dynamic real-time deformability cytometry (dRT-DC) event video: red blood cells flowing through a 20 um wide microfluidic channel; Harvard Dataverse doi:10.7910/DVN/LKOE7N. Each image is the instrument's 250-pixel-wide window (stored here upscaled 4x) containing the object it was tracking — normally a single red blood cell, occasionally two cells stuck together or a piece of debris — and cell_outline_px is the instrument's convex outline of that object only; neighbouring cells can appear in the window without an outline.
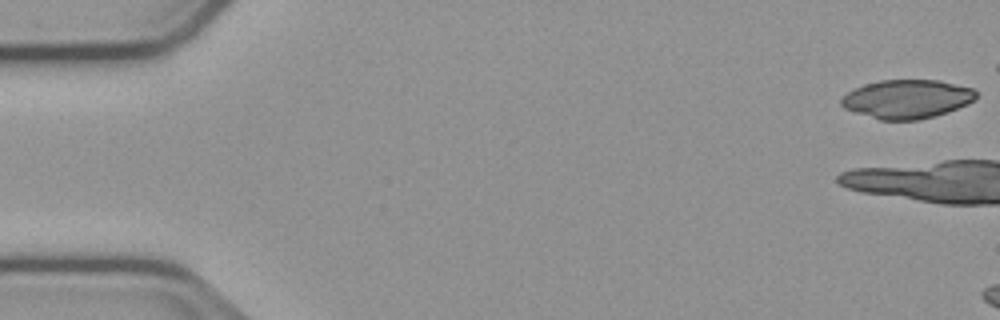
{"species": "common noctule bat (a hibernating species)", "species_latin": "Nyctalus noctula", "temperature_condition": "cold", "stored_images_in_passage": 5, "camera_frame_rate_fps": 3000, "um_per_image_px": 0.085, "animal": {"sex": "male", "body_mass_g": 23.1, "forearm_length_mm": 52.7}, "frame": {"image": 1, "passage_image": 1, "time_ms": 0.0, "image_size_px": [1000, 320], "cell_outline_px": [[976, 100], [968, 104], [948, 112], [920, 120], [880, 120], [844, 108], [840, 104], [840, 100], [848, 92], [864, 84], [880, 80], [940, 80], [972, 88], [976, 92]], "centroid_in_image_um": [77.12, 8.42], "position_along_channel_um": 7.9, "area_um2": 30.46}}